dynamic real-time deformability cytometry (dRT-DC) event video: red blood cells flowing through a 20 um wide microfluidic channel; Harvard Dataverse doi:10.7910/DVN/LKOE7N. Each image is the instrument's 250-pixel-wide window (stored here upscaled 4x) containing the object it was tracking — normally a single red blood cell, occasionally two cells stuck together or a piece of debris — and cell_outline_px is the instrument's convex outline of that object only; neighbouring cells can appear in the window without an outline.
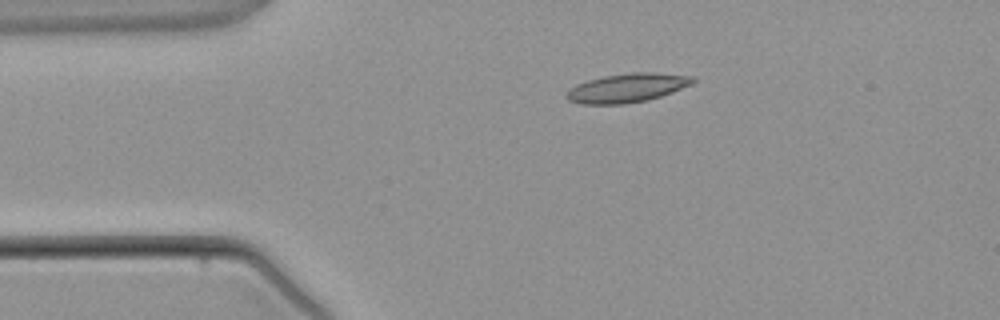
{"species": "common noctule bat (a hibernating species)", "species_latin": "Nyctalus noctula", "temperature_condition": "warm", "stored_images_in_passage": 3, "camera_frame_rate_fps": 3000, "um_per_image_px": 0.085, "animal": {"sex": "male", "body_mass_g": 21.5, "forearm_length_mm": 52.0}, "frame": {"image": 1, "passage_image": 3, "time_ms": 2.333, "image_size_px": [1000, 320], "cell_outline_px": [[696, 80], [692, 84], [672, 92], [648, 100], [624, 104], [580, 104], [568, 100], [564, 96], [568, 88], [576, 84], [588, 80], [604, 76], [632, 72], [652, 72], [692, 76]], "centroid_in_image_um": [53.26, 7.47], "position_along_channel_um": 31.7, "area_um2": 21.39}}